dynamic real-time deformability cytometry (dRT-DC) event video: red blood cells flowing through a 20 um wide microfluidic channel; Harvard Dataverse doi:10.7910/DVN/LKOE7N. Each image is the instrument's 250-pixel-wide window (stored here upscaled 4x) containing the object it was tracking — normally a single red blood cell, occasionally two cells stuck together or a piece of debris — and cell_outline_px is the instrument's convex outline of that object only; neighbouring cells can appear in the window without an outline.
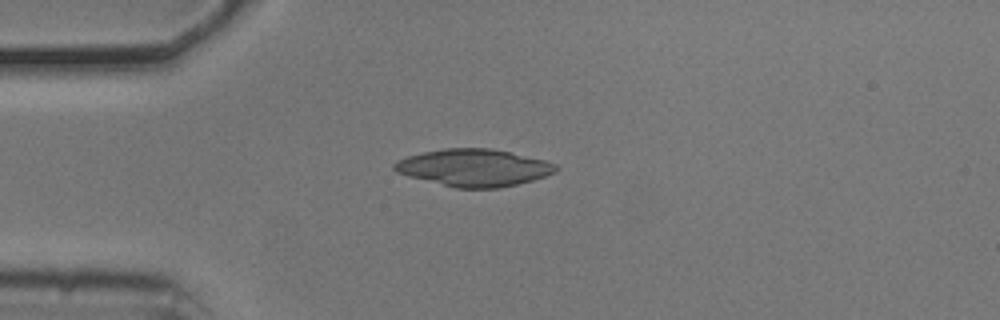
{"species": "common noctule bat (a hibernating species)", "species_latin": "Nyctalus noctula", "temperature_condition": "cold", "stored_images_in_passage": 41, "camera_frame_rate_fps": 3000, "um_per_image_px": 0.085, "animal": {"sex": "male", "body_mass_g": 20.5, "forearm_length_mm": 52.5}, "frame": {"image": 1, "passage_image": 1, "time_ms": 0.0, "image_size_px": [1000, 320], "cell_outline_px": [[560, 168], [556, 172], [532, 180], [516, 184], [496, 188], [456, 188], [408, 176], [396, 172], [392, 168], [392, 164], [396, 160], [408, 156], [424, 152], [444, 148], [488, 148], [508, 152], [544, 160], [556, 164]], "centroid_in_image_um": [40.25, 14.25], "position_along_channel_um": 44.8, "area_um2": 34.8}}
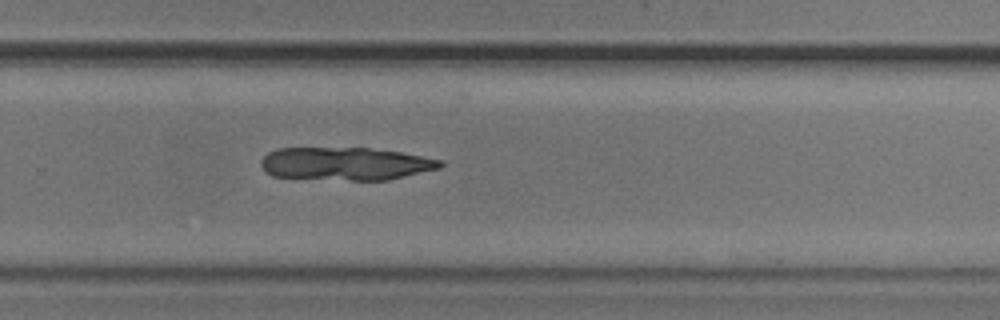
{"frame": {"image": 2, "passage_image": 23, "time_ms": 7.333, "image_size_px": [1000, 320], "cell_outline_px": [[444, 164], [440, 168], [388, 180], [352, 180], [272, 176], [260, 164], [260, 160], [268, 152], [276, 148], [368, 148], [400, 152], [440, 160]], "centroid_in_image_um": [29.35, 13.91], "position_along_channel_um": 300.4, "area_um2": 34.1}}
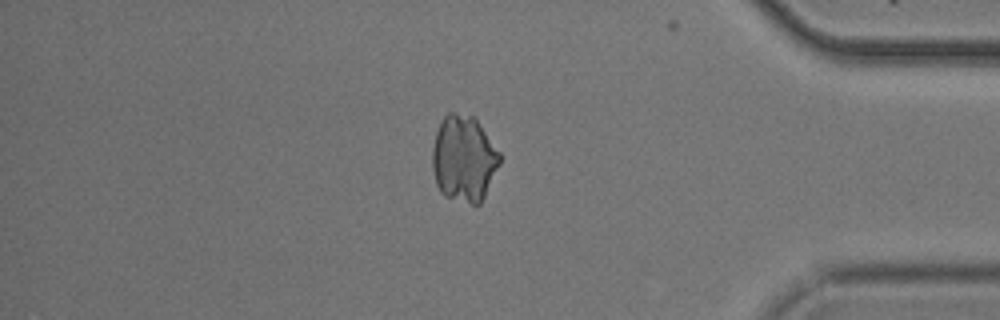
{"frame": {"image": 3, "passage_image": 33, "time_ms": 10.667, "image_size_px": [1000, 320], "cell_outline_px": [[500, 164], [480, 204], [472, 204], [444, 196], [440, 192], [436, 184], [432, 168], [432, 148], [436, 132], [440, 120], [448, 112], [456, 112], [472, 116], [476, 120], [500, 152]], "centroid_in_image_um": [39.4, 13.48], "position_along_channel_um": 395.8, "area_um2": 33.93}}